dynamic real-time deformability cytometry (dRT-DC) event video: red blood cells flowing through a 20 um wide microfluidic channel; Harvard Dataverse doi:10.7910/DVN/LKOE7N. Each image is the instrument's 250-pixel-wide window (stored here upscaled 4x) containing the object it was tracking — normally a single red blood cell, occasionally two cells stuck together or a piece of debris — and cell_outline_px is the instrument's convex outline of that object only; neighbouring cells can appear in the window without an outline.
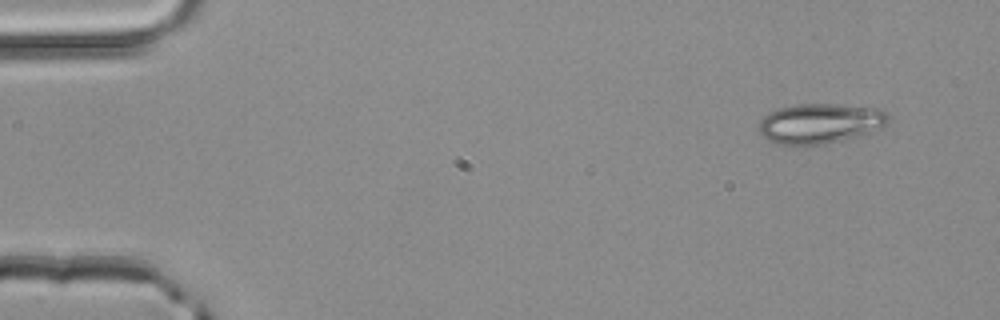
{"species": "common noctule bat (a hibernating species)", "species_latin": "Nyctalus noctula", "temperature_condition": "room temperature", "stored_images_in_passage": 3, "camera_frame_rate_fps": 3000, "um_per_image_px": 0.085, "animal": {"sex": "male", "body_mass_g": 20.4}, "frame": {"image": 1, "passage_image": 1, "time_ms": 0.0, "image_size_px": [1000, 320], "cell_outline_px": [[892, 116], [888, 124], [868, 132], [856, 136], [824, 144], [804, 148], [776, 144], [768, 140], [760, 132], [760, 120], [764, 116], [776, 108], [796, 104], [836, 104], [884, 108]], "centroid_in_image_um": [69.72, 10.5], "position_along_channel_um": 15.3, "area_um2": 30.92}}